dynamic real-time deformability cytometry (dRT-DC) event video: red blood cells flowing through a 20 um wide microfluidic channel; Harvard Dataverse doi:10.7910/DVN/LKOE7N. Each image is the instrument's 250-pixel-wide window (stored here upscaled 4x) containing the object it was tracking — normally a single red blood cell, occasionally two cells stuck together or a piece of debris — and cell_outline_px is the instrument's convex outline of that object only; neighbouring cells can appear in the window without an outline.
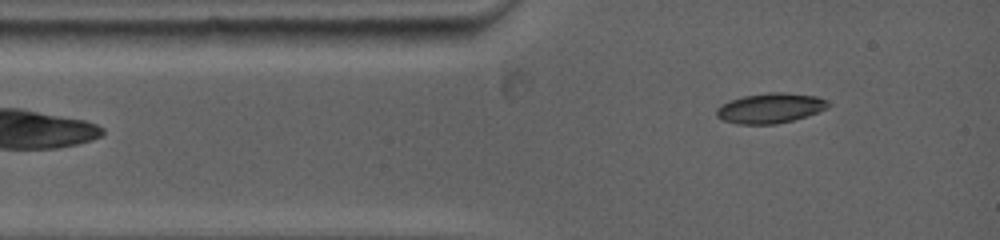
{"species": "common noctule bat (a hibernating species)", "species_latin": "Nyctalus noctula", "temperature_condition": "warm", "stored_images_in_passage": 3, "segment_of_instrument_passage": [2, 2], "camera_frame_rate_fps": 5000, "um_per_image_px": 0.085, "animal": {"sex": "female", "body_mass_g": 19.0, "forearm_length_mm": 53.3}, "frame": {"image": 1, "passage_image": 3, "time_ms": 2.4, "image_size_px": [1000, 240], "cell_outline_px": [[832, 104], [828, 108], [792, 120], [776, 124], [736, 124], [724, 120], [716, 116], [716, 108], [720, 104], [728, 100], [744, 96], [768, 92], [784, 92], [816, 96], [828, 100]], "centroid_in_image_um": [65.45, 9.18], "position_along_channel_um": 19.5, "area_um2": 19.65}}